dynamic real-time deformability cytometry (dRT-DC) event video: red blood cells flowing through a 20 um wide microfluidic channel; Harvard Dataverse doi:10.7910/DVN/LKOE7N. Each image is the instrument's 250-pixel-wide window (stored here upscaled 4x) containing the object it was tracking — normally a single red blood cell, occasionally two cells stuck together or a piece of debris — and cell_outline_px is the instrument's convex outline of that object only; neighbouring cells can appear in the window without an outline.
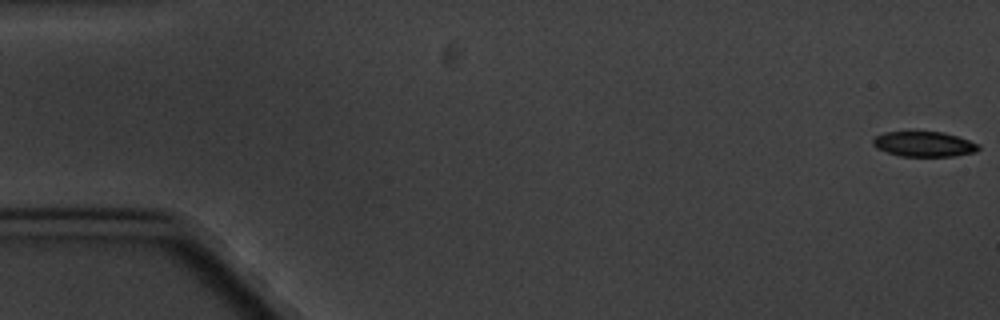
{"species": "common noctule bat (a hibernating species)", "species_latin": "Nyctalus noctula", "temperature_condition": "cold", "stored_images_in_passage": 6, "camera_frame_rate_fps": 3000, "um_per_image_px": 0.085, "animal": {"sex": "male", "body_mass_g": 20.1, "forearm_length_mm": 53.5}, "frame": {"image": 1, "passage_image": 1, "time_ms": 0.0, "image_size_px": [1000, 320], "cell_outline_px": [[980, 148], [976, 152], [956, 156], [900, 156], [876, 148], [872, 144], [872, 140], [876, 136], [884, 132], [944, 132], [980, 144]], "centroid_in_image_um": [78.55, 12.25], "position_along_channel_um": 6.4, "area_um2": 15.43}}
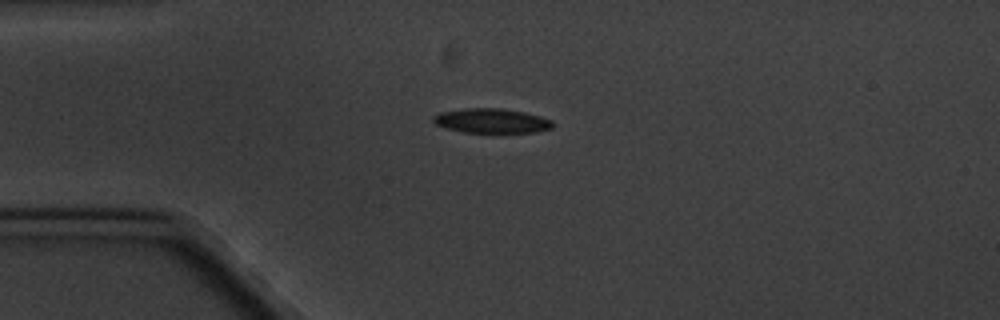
{"frame": {"image": 2, "passage_image": 5, "time_ms": 4.667, "image_size_px": [1000, 320], "cell_outline_px": [[556, 124], [552, 128], [536, 132], [464, 132], [444, 128], [436, 124], [432, 120], [432, 116], [440, 112], [464, 108], [500, 108], [524, 112], [540, 116], [552, 120]], "centroid_in_image_um": [41.78, 10.26], "position_along_channel_um": 43.2, "area_um2": 17.17}}